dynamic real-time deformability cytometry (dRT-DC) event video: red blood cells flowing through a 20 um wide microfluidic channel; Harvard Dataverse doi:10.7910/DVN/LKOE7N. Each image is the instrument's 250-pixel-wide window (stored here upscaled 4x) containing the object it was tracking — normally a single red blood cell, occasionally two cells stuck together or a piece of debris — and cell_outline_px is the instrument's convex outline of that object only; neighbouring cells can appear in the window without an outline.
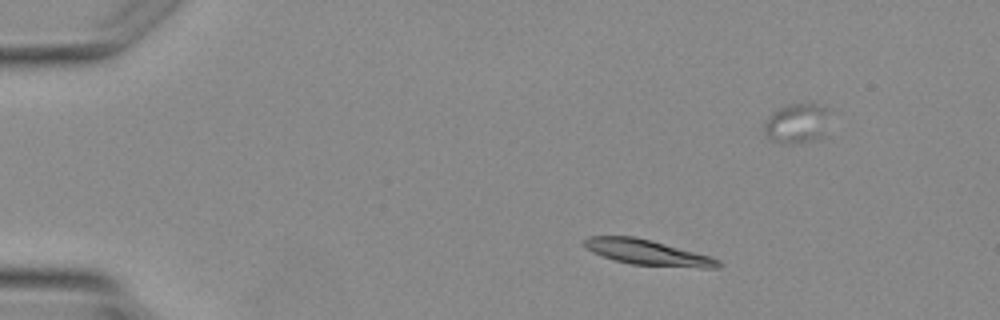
{"species": "Egyptian fruit bat (a non-hibernating species)", "species_latin": "Rousettus aegyptiacus", "temperature_condition": "warm", "stored_images_in_passage": 3, "camera_frame_rate_fps": 3000, "um_per_image_px": 0.085, "animal": {"sex": "female"}, "frame": {"image": 1, "passage_image": 1, "time_ms": 0.0, "image_size_px": [1000, 320], "cell_outline_px": [[724, 264], [720, 268], [700, 268], [632, 264], [616, 260], [592, 252], [584, 244], [584, 240], [588, 236], [632, 236], [652, 240], [712, 256], [720, 260]], "centroid_in_image_um": [55.15, 21.46], "position_along_channel_um": 29.9, "area_um2": 19.83}}